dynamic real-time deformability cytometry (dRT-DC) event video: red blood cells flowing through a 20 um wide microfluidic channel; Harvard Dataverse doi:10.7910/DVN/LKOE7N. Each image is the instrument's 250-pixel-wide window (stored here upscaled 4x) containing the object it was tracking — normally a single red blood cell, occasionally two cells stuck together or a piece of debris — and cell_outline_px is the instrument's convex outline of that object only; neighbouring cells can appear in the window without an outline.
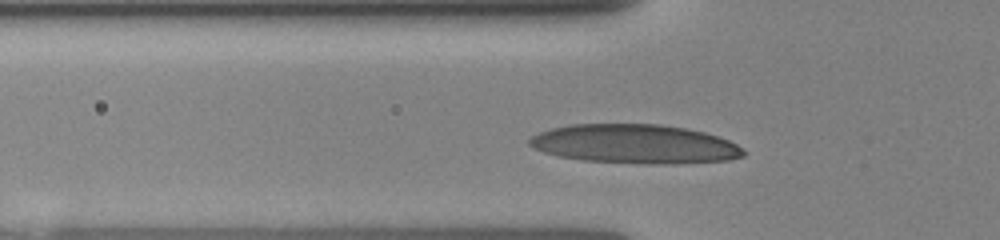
{"species": "human", "species_latin": "Homo sapiens", "temperature_condition": "room temperature", "stored_images_in_passage": 22, "camera_frame_rate_fps": 3000, "um_per_image_px": 0.085, "donor": {"sex": "female"}, "frame": {"image": 1, "passage_image": 4, "time_ms": 2.333, "image_size_px": [1000, 240], "cell_outline_px": [[748, 152], [744, 156], [728, 160], [672, 164], [648, 164], [584, 160], [560, 156], [544, 152], [532, 148], [528, 144], [528, 140], [532, 136], [540, 132], [552, 128], [572, 124], [660, 124], [684, 128], [704, 132], [728, 140], [736, 144]], "centroid_in_image_um": [53.97, 12.24], "position_along_channel_um": 71.8, "area_um2": 48.73}}
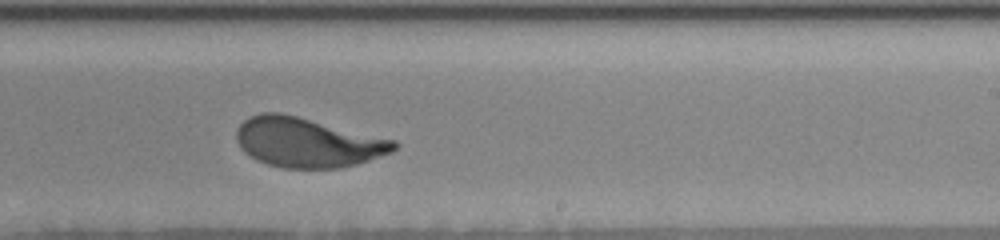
{"frame": {"image": 2, "passage_image": 14, "time_ms": 7.0, "image_size_px": [1000, 240], "cell_outline_px": [[400, 144], [392, 152], [356, 164], [340, 168], [284, 168], [268, 164], [256, 160], [244, 152], [240, 148], [236, 140], [236, 128], [248, 116], [260, 112], [280, 112], [396, 140]], "centroid_in_image_um": [26.1, 12.1], "position_along_channel_um": 262.9, "area_um2": 45.72}}
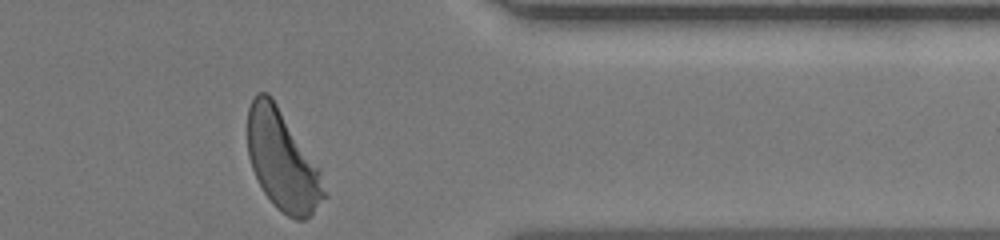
{"frame": {"image": 3, "passage_image": 22, "time_ms": 10.333, "image_size_px": [1000, 240], "cell_outline_px": [[328, 196], [304, 220], [296, 220], [288, 216], [276, 208], [264, 192], [252, 168], [248, 156], [248, 108], [256, 92], [268, 92], [272, 96], [320, 168]], "centroid_in_image_um": [24.02, 13.63], "position_along_channel_um": 387.4, "area_um2": 44.62}}